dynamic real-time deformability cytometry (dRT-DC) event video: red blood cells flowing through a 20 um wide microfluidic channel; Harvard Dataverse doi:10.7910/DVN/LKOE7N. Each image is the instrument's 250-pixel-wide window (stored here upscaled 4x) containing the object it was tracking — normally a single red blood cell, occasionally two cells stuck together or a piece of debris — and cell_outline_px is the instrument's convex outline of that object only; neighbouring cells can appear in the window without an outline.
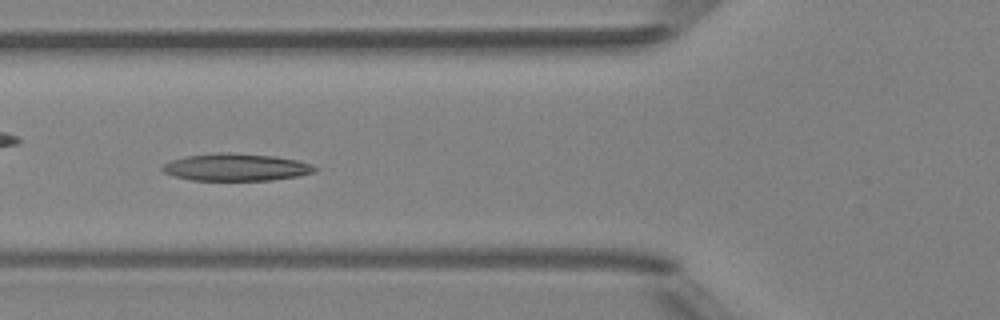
{"species": "Egyptian fruit bat (a non-hibernating species)", "species_latin": "Rousettus aegyptiacus", "temperature_condition": "room temperature", "stored_images_in_passage": 8, "camera_frame_rate_fps": 3000, "um_per_image_px": 0.085, "animal": {"sex": "female"}, "frame": {"image": 1, "passage_image": 7, "time_ms": 6.667, "image_size_px": [1000, 320], "cell_outline_px": [[320, 168], [316, 172], [296, 176], [272, 180], [192, 180], [172, 176], [164, 172], [160, 168], [164, 164], [172, 160], [184, 156], [220, 152], [228, 152], [272, 156], [296, 160], [312, 164]], "centroid_in_image_um": [20.06, 14.21], "position_along_channel_um": 105.7, "area_um2": 24.28}}
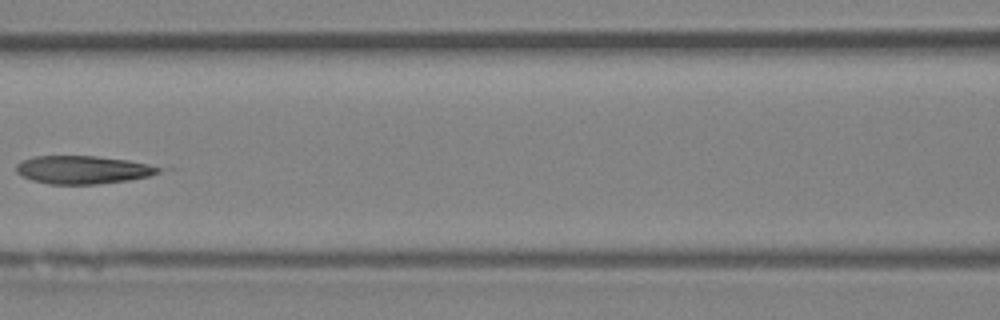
{"frame": {"image": 2, "passage_image": 8, "time_ms": 8.0, "image_size_px": [1000, 320], "cell_outline_px": [[160, 172], [148, 176], [128, 180], [96, 184], [48, 184], [32, 180], [16, 172], [16, 164], [20, 160], [36, 156], [96, 156], [128, 160], [148, 164], [160, 168]], "centroid_in_image_um": [7.0, 14.42], "position_along_channel_um": 159.6, "area_um2": 23.18}}